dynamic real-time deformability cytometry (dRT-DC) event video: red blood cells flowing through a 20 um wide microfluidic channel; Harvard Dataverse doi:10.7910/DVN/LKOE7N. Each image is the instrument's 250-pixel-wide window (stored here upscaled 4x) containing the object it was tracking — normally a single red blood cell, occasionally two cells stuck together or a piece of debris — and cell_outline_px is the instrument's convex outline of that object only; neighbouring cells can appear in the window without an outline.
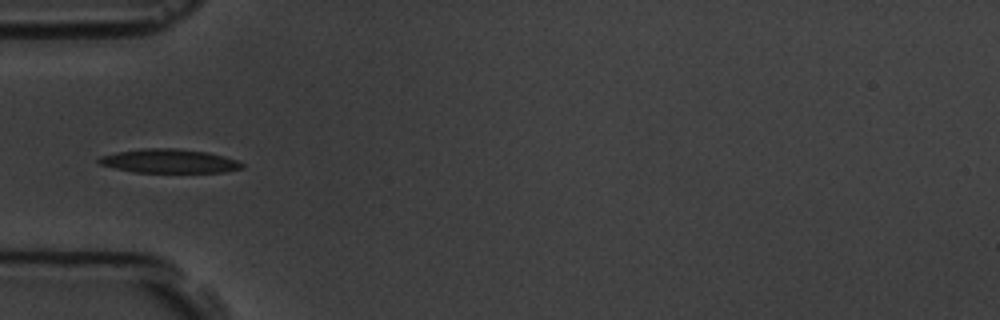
{"species": "common noctule bat (a hibernating species)", "species_latin": "Nyctalus noctula", "temperature_condition": "room temperature", "stored_images_in_passage": 13, "camera_frame_rate_fps": 3000, "um_per_image_px": 0.085, "animal": {"sex": "male", "body_mass_g": 19.5, "forearm_length_mm": 54.6}, "frame": {"image": 1, "passage_image": 5, "time_ms": 5.333, "image_size_px": [1000, 320], "cell_outline_px": [[244, 168], [224, 172], [136, 172], [116, 168], [100, 164], [96, 160], [100, 156], [116, 152], [144, 148], [176, 148], [208, 152], [224, 156], [236, 160], [244, 164]], "centroid_in_image_um": [14.39, 13.68], "position_along_channel_um": 70.6, "area_um2": 19.88}}
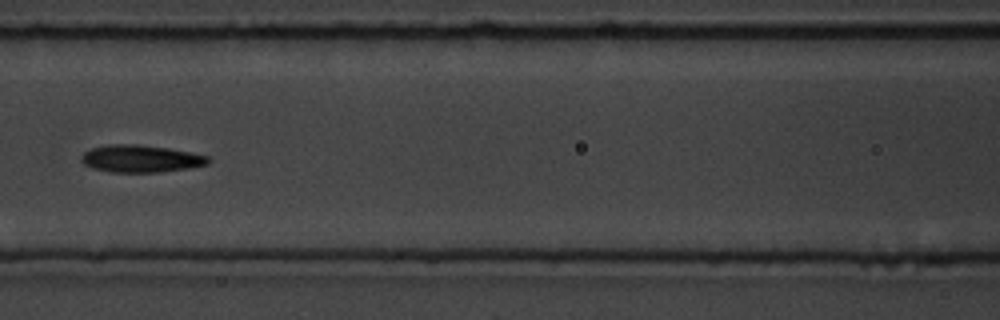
{"frame": {"image": 2, "passage_image": 7, "time_ms": 7.667, "image_size_px": [1000, 320], "cell_outline_px": [[212, 160], [208, 164], [188, 168], [160, 172], [112, 172], [92, 168], [84, 164], [80, 160], [84, 152], [92, 148], [108, 144], [136, 144], [168, 148], [192, 152], [208, 156]], "centroid_in_image_um": [11.98, 13.48], "position_along_channel_um": 154.6, "area_um2": 20.23}}
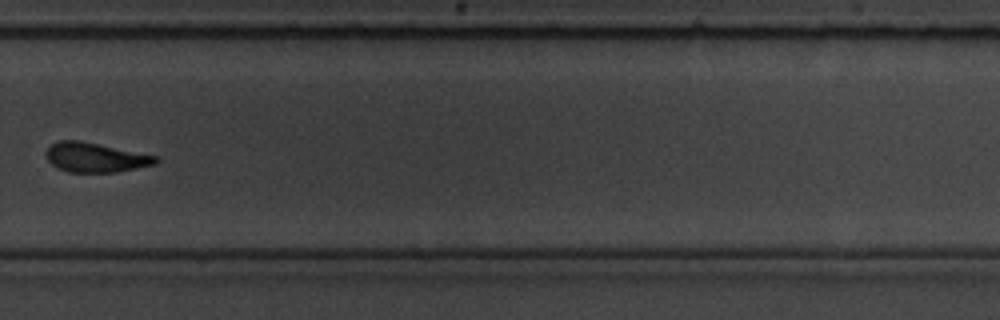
{"frame": {"image": 3, "passage_image": 11, "time_ms": 12.333, "image_size_px": [1000, 320], "cell_outline_px": [[160, 160], [156, 164], [116, 172], [68, 172], [56, 168], [48, 160], [44, 152], [56, 140], [80, 140], [160, 156]], "centroid_in_image_um": [8.12, 13.37], "position_along_channel_um": 321.7, "area_um2": 19.13}, "authors_computed_cell_mechanics": {"area_um2": 19.8832, "velocity_mm_per_s": 3.5901, "shape_relaxation_time_tau1_ms": 3.0135, "shape_relaxation_time_tau2_ms": 4.096, "deformation_change_tau1": 0.1172, "deformation_change_tau2": 0.119}}